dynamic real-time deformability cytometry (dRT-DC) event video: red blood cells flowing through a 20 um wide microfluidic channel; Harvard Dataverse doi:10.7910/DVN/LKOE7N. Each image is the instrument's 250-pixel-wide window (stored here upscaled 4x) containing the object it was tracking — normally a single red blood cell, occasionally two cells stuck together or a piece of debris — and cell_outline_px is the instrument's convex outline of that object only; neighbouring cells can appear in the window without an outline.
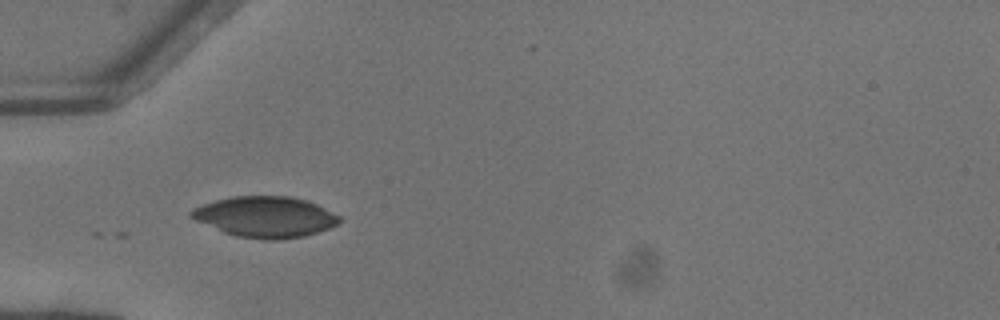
{"species": "common noctule bat (a hibernating species)", "species_latin": "Nyctalus noctula", "temperature_condition": "warm", "stored_images_in_passage": 3, "camera_frame_rate_fps": 3000, "um_per_image_px": 0.085, "animal": {"sex": "female"}, "frame": {"image": 1, "passage_image": 1, "time_ms": 0.0, "image_size_px": [1000, 320], "cell_outline_px": [[340, 224], [304, 236], [276, 240], [264, 240], [236, 236], [224, 232], [196, 220], [188, 216], [188, 212], [192, 208], [216, 200], [232, 196], [292, 196], [308, 200], [340, 216]], "centroid_in_image_um": [22.55, 18.43], "position_along_channel_um": 62.5, "area_um2": 35.26}}